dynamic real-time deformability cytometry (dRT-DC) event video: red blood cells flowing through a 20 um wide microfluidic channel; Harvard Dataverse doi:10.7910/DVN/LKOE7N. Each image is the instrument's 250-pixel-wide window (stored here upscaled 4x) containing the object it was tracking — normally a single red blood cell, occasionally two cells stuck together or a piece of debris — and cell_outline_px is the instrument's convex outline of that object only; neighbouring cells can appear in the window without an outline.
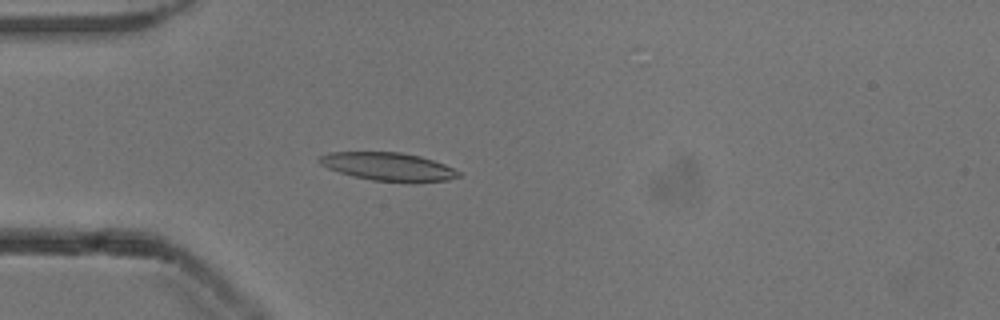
{"species": "common noctule bat (a hibernating species)", "species_latin": "Nyctalus noctula", "temperature_condition": "cold", "stored_images_in_passage": 52, "camera_frame_rate_fps": 3000, "um_per_image_px": 0.085, "animal": {"sex": "male", "body_mass_g": 13.3}, "frame": {"image": 1, "passage_image": 15, "time_ms": 4.667, "image_size_px": [1000, 320], "cell_outline_px": [[460, 176], [448, 180], [372, 180], [352, 176], [328, 168], [320, 164], [316, 160], [320, 156], [328, 152], [400, 152], [420, 156], [444, 164], [460, 172]], "centroid_in_image_um": [32.92, 14.12], "position_along_channel_um": 52.1, "area_um2": 22.14}}
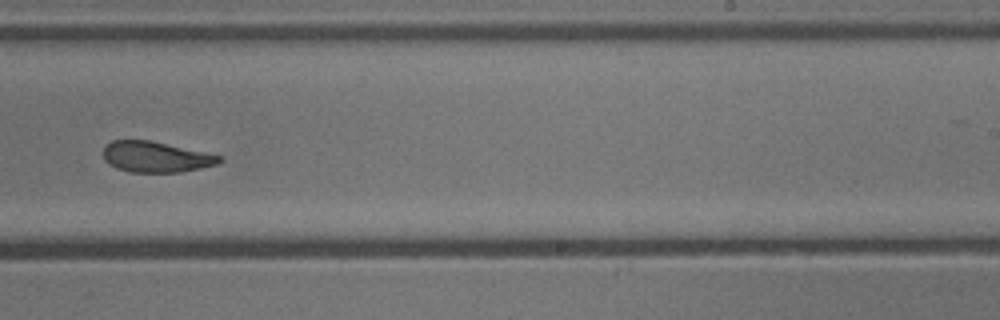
{"frame": {"image": 2, "passage_image": 33, "time_ms": 10.667, "image_size_px": [1000, 320], "cell_outline_px": [[224, 160], [216, 164], [200, 168], [180, 172], [128, 172], [116, 168], [108, 164], [104, 160], [104, 148], [112, 140], [148, 140], [220, 156]], "centroid_in_image_um": [13.19, 13.35], "position_along_channel_um": 275.8, "area_um2": 20.46}}
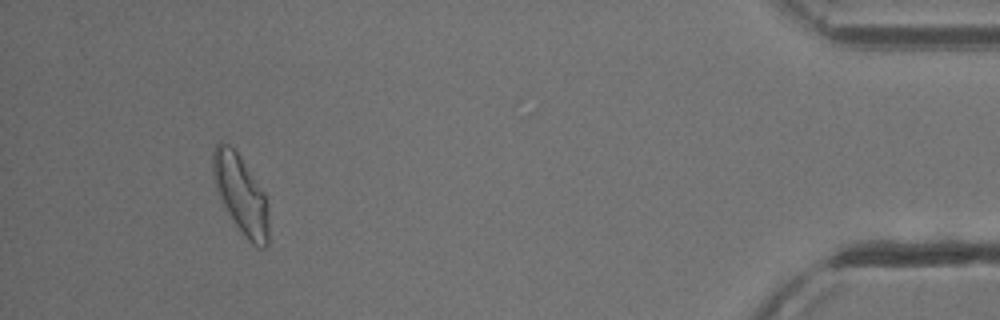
{"frame": {"image": 3, "passage_image": 49, "time_ms": 16.0, "image_size_px": [1000, 320], "cell_outline_px": [[268, 244], [264, 248], [260, 248], [252, 244], [248, 240], [236, 224], [228, 212], [216, 188], [212, 168], [212, 152], [216, 144], [220, 140], [228, 144], [236, 152], [264, 192], [268, 204]], "centroid_in_image_um": [20.48, 16.52], "position_along_channel_um": 414.7, "area_um2": 25.03}, "authors_computed_cell_mechanics": {"area_um2": 22.5131, "velocity_mm_per_s": 3.8859, "shape_relaxation_time_tau1_ms": 7.2887, "shape_relaxation_time_tau2_ms": 2.5574, "deformation_change_tau1": 0.1711, "deformation_change_tau2": 0.0981}}